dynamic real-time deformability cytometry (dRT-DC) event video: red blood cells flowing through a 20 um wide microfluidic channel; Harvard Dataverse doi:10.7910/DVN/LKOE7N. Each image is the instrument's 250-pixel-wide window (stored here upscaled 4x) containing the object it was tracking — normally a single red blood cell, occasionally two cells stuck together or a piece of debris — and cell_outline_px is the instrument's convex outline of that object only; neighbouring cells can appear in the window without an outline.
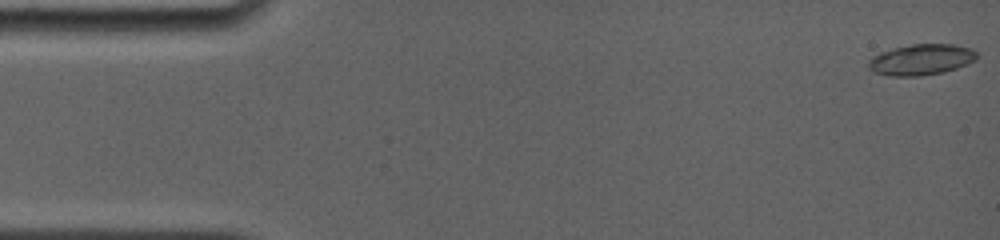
{"species": "common noctule bat (a hibernating species)", "species_latin": "Nyctalus noctula", "temperature_condition": "room temperature", "stored_images_in_passage": 33, "camera_frame_rate_fps": 4000, "um_per_image_px": 0.085, "animal": {"sex": "female", "body_mass_g": 19.0, "forearm_length_mm": 56.7}, "frame": {"image": 1, "passage_image": 1, "time_ms": 0.0, "image_size_px": [1000, 240], "cell_outline_px": [[976, 60], [956, 68], [944, 72], [920, 76], [888, 76], [876, 72], [868, 68], [868, 60], [872, 56], [880, 52], [892, 48], [912, 44], [952, 44], [972, 48], [976, 52]], "centroid_in_image_um": [78.28, 5.06], "position_along_channel_um": 6.7, "area_um2": 19.59}}
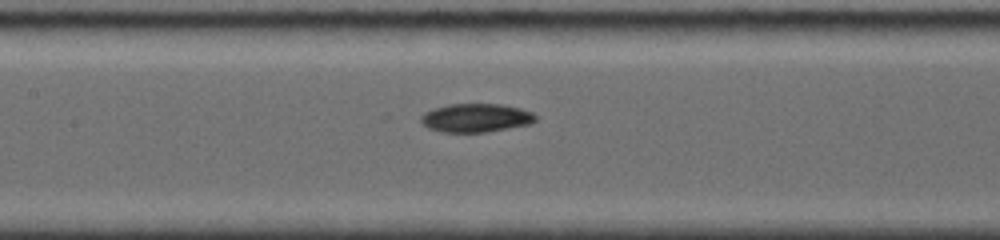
{"frame": {"image": 2, "passage_image": 15, "time_ms": 7.5, "image_size_px": [1000, 240], "cell_outline_px": [[536, 120], [532, 124], [488, 132], [440, 132], [428, 128], [420, 120], [420, 116], [424, 112], [448, 104], [500, 104], [520, 108], [532, 112], [536, 116]], "centroid_in_image_um": [40.47, 10.02], "position_along_channel_um": 166.9, "area_um2": 19.19}}
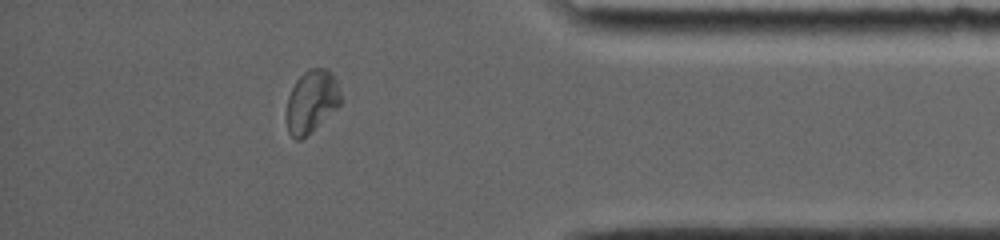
{"frame": {"image": 3, "passage_image": 29, "time_ms": 14.25, "image_size_px": [1000, 240], "cell_outline_px": [[340, 104], [336, 108], [300, 140], [296, 140], [288, 132], [288, 96], [296, 80], [308, 68], [328, 68], [332, 72], [336, 80], [340, 92]], "centroid_in_image_um": [26.49, 8.56], "position_along_channel_um": 408.7, "area_um2": 19.19}, "authors_computed_cell_mechanics": {"area_um2": 19.2474, "velocity_mm_per_s": 3.8054, "shape_relaxation_time_tau1_ms": 5.0646, "shape_relaxation_time_tau2_ms": 5.8349, "deformation_change_tau1": 0.106, "deformation_change_tau2": 0.0804}}